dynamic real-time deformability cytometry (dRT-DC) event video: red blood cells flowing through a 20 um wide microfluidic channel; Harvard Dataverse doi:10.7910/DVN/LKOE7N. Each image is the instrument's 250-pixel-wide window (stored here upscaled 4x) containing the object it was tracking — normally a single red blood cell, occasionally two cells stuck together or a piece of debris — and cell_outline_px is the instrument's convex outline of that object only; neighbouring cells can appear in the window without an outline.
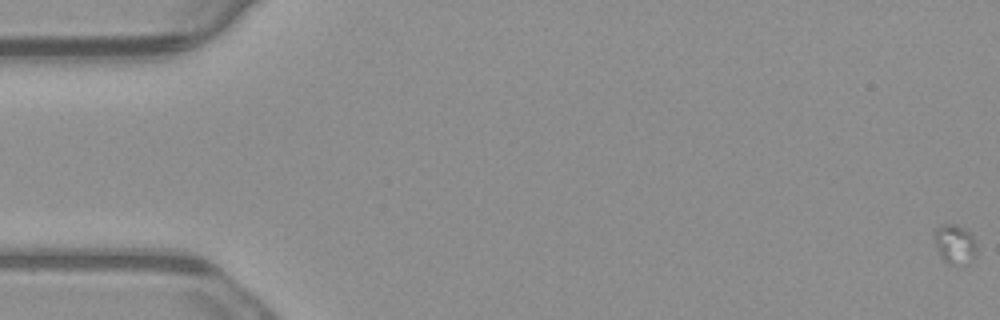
{"species": "common noctule bat (a hibernating species)", "species_latin": "Nyctalus noctula", "temperature_condition": "warm", "stored_images_in_passage": 5, "segment_of_instrument_passage": [1, 2], "camera_frame_rate_fps": 3000, "um_per_image_px": 0.085, "animal": {"sex": "male", "body_mass_g": 23.1, "forearm_length_mm": 52.7}, "frame": {"image": 1, "passage_image": 1, "time_ms": 0.0, "image_size_px": [1000, 320], "cell_outline_px": [[976, 256], [968, 264], [948, 264], [940, 256], [936, 248], [932, 236], [932, 232], [940, 224], [956, 224], [964, 228], [976, 240]], "centroid_in_image_um": [81.13, 20.74], "position_along_channel_um": 3.9, "area_um2": 10.06}}